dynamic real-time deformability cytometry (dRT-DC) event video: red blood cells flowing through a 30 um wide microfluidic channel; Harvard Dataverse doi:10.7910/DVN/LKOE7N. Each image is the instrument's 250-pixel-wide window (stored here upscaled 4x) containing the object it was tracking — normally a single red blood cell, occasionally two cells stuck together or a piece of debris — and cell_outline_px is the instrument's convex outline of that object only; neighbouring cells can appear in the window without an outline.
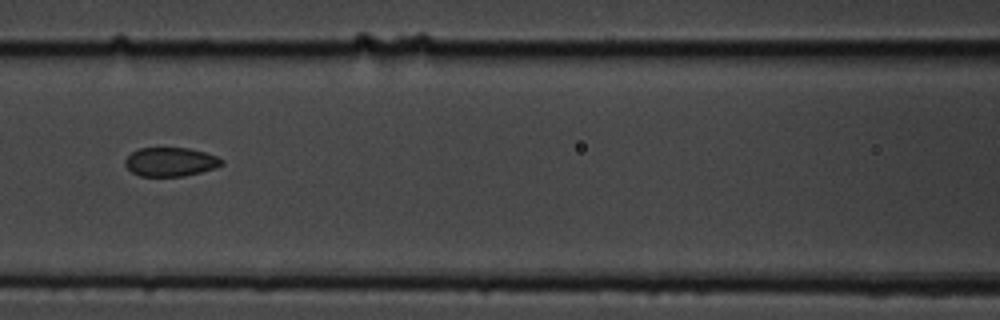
{"species": "common noctule bat (a hibernating species)", "species_latin": "Nyctalus noctula", "temperature_condition": "cold", "stored_images_in_passage": 15, "camera_frame_rate_fps": 3000, "um_per_image_px": 0.085, "animal": {"sex": "male", "body_mass_g": 19.5, "forearm_length_mm": 54.6}, "frame": {"image": 1, "passage_image": 7, "time_ms": 8.0, "image_size_px": [1000, 320], "cell_outline_px": [[224, 164], [216, 168], [184, 176], [140, 176], [132, 172], [124, 164], [124, 160], [132, 152], [140, 148], [188, 148], [204, 152], [216, 156], [224, 160]], "centroid_in_image_um": [14.5, 13.76], "position_along_channel_um": 152.1, "area_um2": 16.24}}
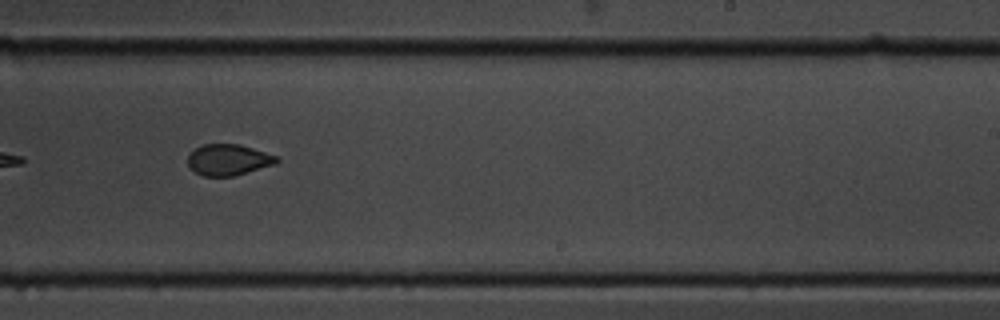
{"frame": {"image": 2, "passage_image": 10, "time_ms": 11.333, "image_size_px": [1000, 320], "cell_outline_px": [[280, 160], [276, 164], [232, 176], [204, 176], [196, 172], [188, 164], [188, 156], [196, 148], [204, 144], [240, 144], [276, 156]], "centroid_in_image_um": [19.42, 13.58], "position_along_channel_um": 269.6, "area_um2": 15.84}}
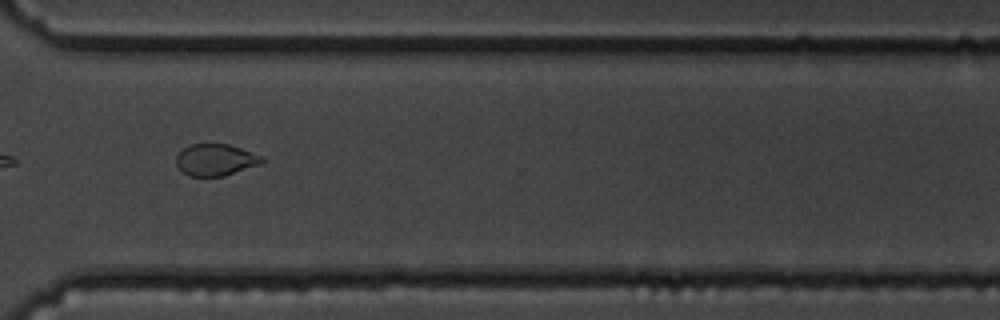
{"frame": {"image": 3, "passage_image": 12, "time_ms": 13.667, "image_size_px": [1000, 320], "cell_outline_px": [[264, 164], [224, 176], [188, 176], [176, 164], [176, 156], [188, 144], [228, 144], [264, 156]], "centroid_in_image_um": [18.37, 13.59], "position_along_channel_um": 352.2, "area_um2": 16.01}, "authors_computed_cell_mechanics": {"area_um2": 17.3978, "velocity_mm_per_s": 3.5421, "shape_relaxation_time_tau1_ms": 3.318, "shape_relaxation_time_tau2_ms": 1.0207, "deformation_change_tau1": 0.0766, "deformation_change_tau2": 0.0304}}